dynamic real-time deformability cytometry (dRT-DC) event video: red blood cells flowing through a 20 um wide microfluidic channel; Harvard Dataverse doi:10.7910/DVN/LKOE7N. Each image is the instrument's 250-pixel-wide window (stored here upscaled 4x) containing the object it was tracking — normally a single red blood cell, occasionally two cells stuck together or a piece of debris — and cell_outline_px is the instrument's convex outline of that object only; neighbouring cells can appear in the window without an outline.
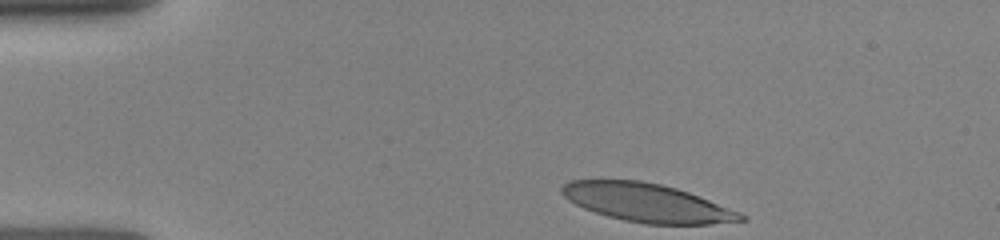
{"species": "human", "species_latin": "Homo sapiens", "temperature_condition": "room temperature", "stored_images_in_passage": 8, "camera_frame_rate_fps": 3000, "um_per_image_px": 0.085, "donor": {"sex": "female"}, "frame": {"image": 1, "passage_image": 1, "time_ms": 0.0, "image_size_px": [1000, 240], "cell_outline_px": [[748, 220], [708, 224], [644, 224], [624, 220], [608, 216], [584, 208], [568, 200], [560, 192], [560, 188], [564, 184], [572, 180], [640, 180], [660, 184], [676, 188], [688, 192], [740, 212], [748, 216]], "centroid_in_image_um": [55.0, 17.23], "position_along_channel_um": 30.0, "area_um2": 39.82}}
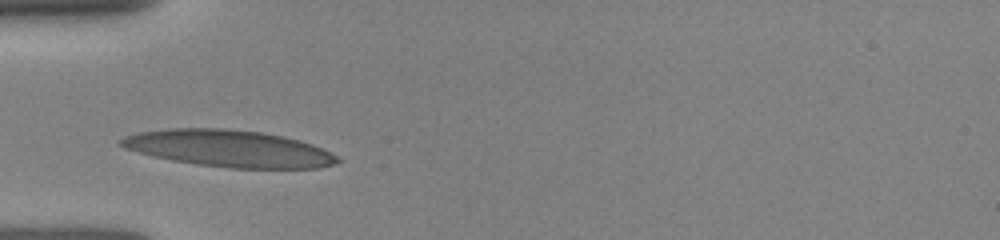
{"frame": {"image": 2, "passage_image": 5, "time_ms": 2.333, "image_size_px": [1000, 240], "cell_outline_px": [[340, 160], [336, 164], [316, 168], [228, 168], [172, 160], [124, 148], [116, 144], [116, 140], [124, 136], [140, 132], [168, 128], [224, 128], [260, 132], [284, 136], [300, 140], [312, 144], [340, 156]], "centroid_in_image_um": [19.47, 12.61], "position_along_channel_um": 65.5, "area_um2": 46.47}}
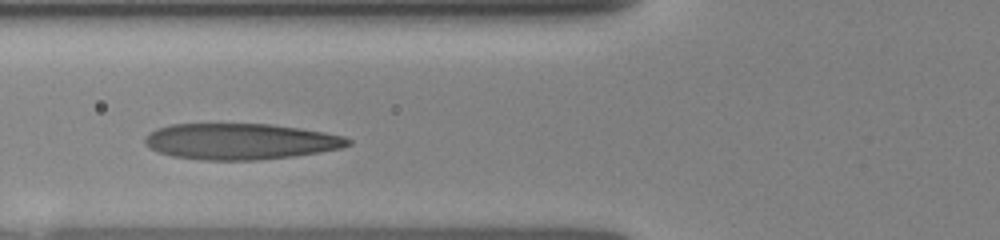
{"frame": {"image": 3, "passage_image": 7, "time_ms": 3.333, "image_size_px": [1000, 240], "cell_outline_px": [[352, 144], [340, 148], [320, 152], [292, 156], [256, 160], [204, 160], [172, 156], [156, 152], [144, 144], [144, 140], [148, 132], [156, 128], [172, 124], [272, 124], [300, 128], [324, 132], [344, 136], [352, 140]], "centroid_in_image_um": [20.41, 12.02], "position_along_channel_um": 105.4, "area_um2": 42.89}}